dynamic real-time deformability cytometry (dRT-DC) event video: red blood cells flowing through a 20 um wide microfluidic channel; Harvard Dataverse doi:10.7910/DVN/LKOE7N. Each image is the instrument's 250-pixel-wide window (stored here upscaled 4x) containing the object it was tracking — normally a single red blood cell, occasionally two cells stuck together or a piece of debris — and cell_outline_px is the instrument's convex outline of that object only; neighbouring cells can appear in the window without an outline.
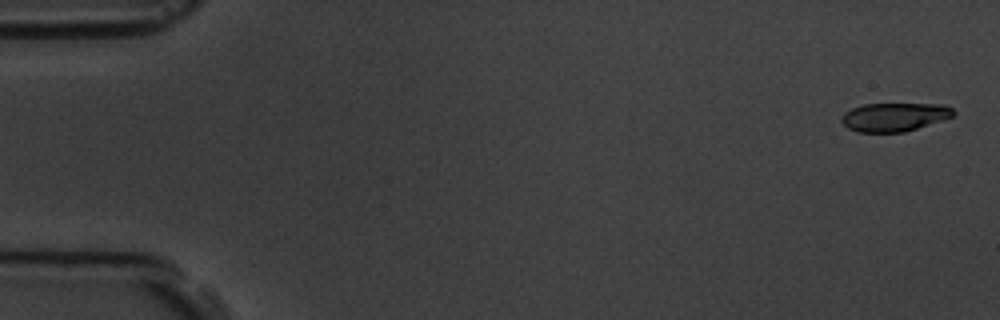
{"species": "common noctule bat (a hibernating species)", "species_latin": "Nyctalus noctula", "temperature_condition": "room temperature", "stored_images_in_passage": 9, "camera_frame_rate_fps": 3000, "um_per_image_px": 0.085, "animal": {"sex": "male", "body_mass_g": 19.5, "forearm_length_mm": 54.6}, "frame": {"image": 1, "passage_image": 1, "time_ms": 0.0, "image_size_px": [1000, 320], "cell_outline_px": [[956, 112], [952, 116], [904, 132], [856, 132], [848, 128], [840, 120], [844, 112], [852, 108], [864, 104], [944, 104], [952, 108]], "centroid_in_image_um": [75.98, 9.94], "position_along_channel_um": 9.0, "area_um2": 18.44}}
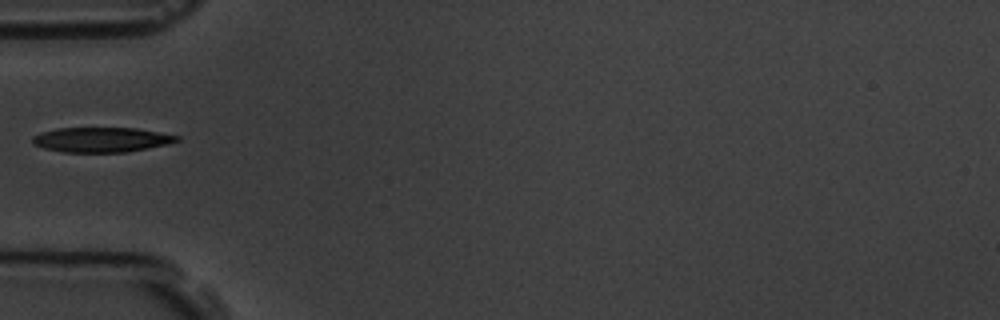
{"frame": {"image": 2, "passage_image": 5, "time_ms": 5.667, "image_size_px": [1000, 320], "cell_outline_px": [[180, 140], [168, 144], [128, 152], [64, 152], [44, 148], [32, 144], [32, 136], [40, 132], [56, 128], [136, 128], [180, 136]], "centroid_in_image_um": [8.6, 11.87], "position_along_channel_um": 76.4, "area_um2": 20.98}}
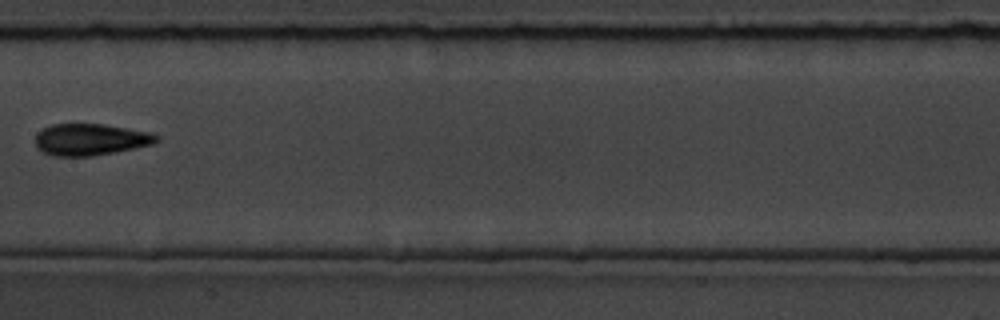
{"frame": {"image": 3, "passage_image": 8, "time_ms": 9.0, "image_size_px": [1000, 320], "cell_outline_px": [[160, 140], [152, 144], [116, 152], [92, 156], [52, 156], [40, 152], [36, 148], [36, 136], [44, 128], [52, 124], [104, 124], [152, 132], [160, 136]], "centroid_in_image_um": [7.71, 11.86], "position_along_channel_um": 199.7, "area_um2": 22.54}}